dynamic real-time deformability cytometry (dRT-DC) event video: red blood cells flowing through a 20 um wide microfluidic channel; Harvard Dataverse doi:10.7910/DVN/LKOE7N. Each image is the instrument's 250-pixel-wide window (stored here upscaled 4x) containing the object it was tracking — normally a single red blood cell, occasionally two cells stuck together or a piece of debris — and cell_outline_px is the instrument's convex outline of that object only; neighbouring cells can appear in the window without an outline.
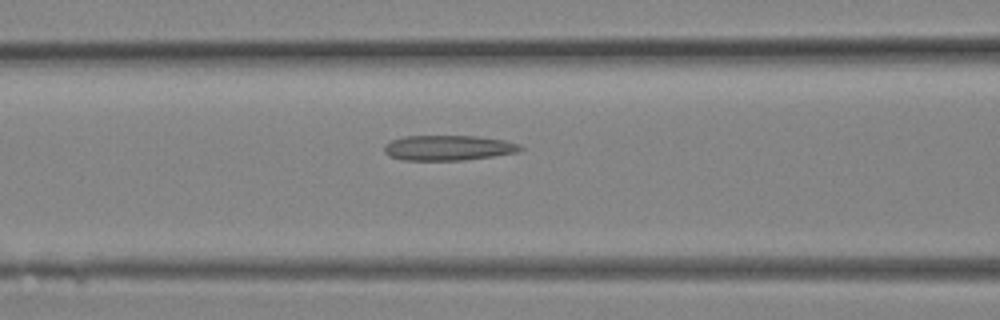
{"species": "Egyptian fruit bat (a non-hibernating species)", "species_latin": "Rousettus aegyptiacus", "temperature_condition": "room temperature", "stored_images_in_passage": 6, "camera_frame_rate_fps": 3000, "um_per_image_px": 0.085, "animal": {"sex": "female"}, "frame": {"image": 1, "passage_image": 4, "time_ms": 1.0, "image_size_px": [1000, 320], "cell_outline_px": [[524, 148], [520, 152], [464, 160], [404, 160], [388, 156], [384, 152], [384, 144], [392, 140], [404, 136], [476, 136], [504, 140], [520, 144]], "centroid_in_image_um": [38.11, 12.56], "position_along_channel_um": 128.5, "area_um2": 20.06}}
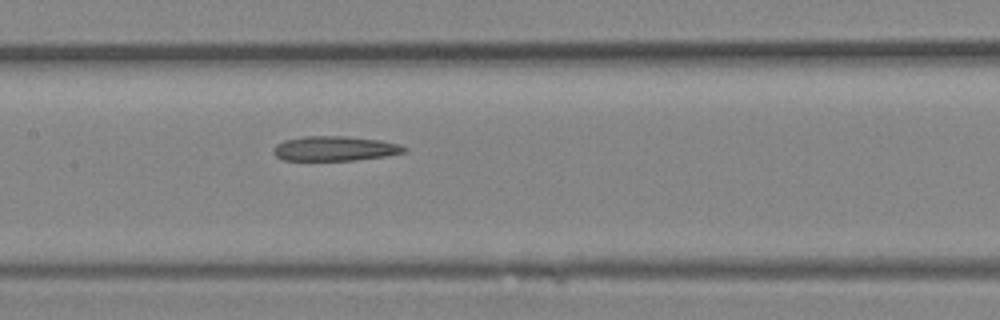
{"frame": {"image": 2, "passage_image": 6, "time_ms": 1.667, "image_size_px": [1000, 320], "cell_outline_px": [[408, 152], [384, 156], [356, 160], [280, 160], [272, 152], [272, 148], [276, 144], [284, 140], [304, 136], [344, 136], [380, 140], [400, 144], [408, 148]], "centroid_in_image_um": [28.45, 12.62], "position_along_channel_um": 178.9, "area_um2": 19.02}}